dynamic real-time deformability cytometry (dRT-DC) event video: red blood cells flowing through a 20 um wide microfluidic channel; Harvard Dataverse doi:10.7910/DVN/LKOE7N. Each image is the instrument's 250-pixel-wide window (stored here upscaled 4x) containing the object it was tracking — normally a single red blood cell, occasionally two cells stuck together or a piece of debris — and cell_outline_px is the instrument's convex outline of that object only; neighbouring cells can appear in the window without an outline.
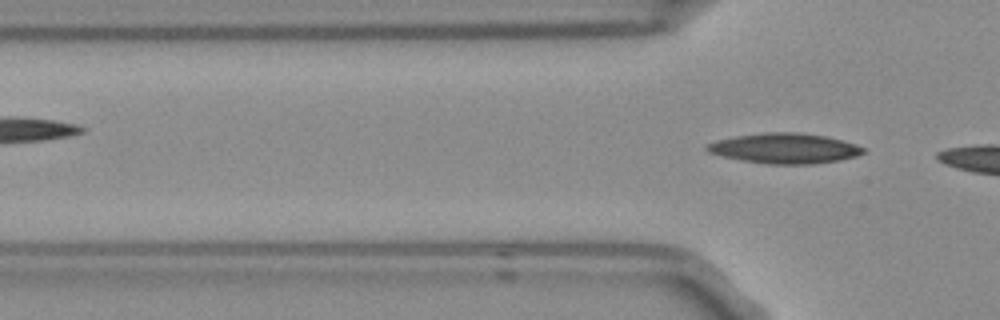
{"species": "Egyptian fruit bat (a non-hibernating species)", "species_latin": "Rousettus aegyptiacus", "temperature_condition": "room temperature", "stored_images_in_passage": 7, "segment_of_instrument_passage": [2, 2], "camera_frame_rate_fps": 3000, "um_per_image_px": 0.085, "frame": {"image": 1, "passage_image": 7, "time_ms": 2.0, "image_size_px": [1000, 320], "cell_outline_px": [[864, 152], [856, 156], [840, 160], [812, 164], [768, 164], [740, 160], [708, 152], [704, 148], [704, 144], [716, 140], [736, 136], [764, 132], [800, 132], [828, 136], [856, 144], [864, 148]], "centroid_in_image_um": [66.68, 12.6], "position_along_channel_um": 59.1, "area_um2": 27.69}}